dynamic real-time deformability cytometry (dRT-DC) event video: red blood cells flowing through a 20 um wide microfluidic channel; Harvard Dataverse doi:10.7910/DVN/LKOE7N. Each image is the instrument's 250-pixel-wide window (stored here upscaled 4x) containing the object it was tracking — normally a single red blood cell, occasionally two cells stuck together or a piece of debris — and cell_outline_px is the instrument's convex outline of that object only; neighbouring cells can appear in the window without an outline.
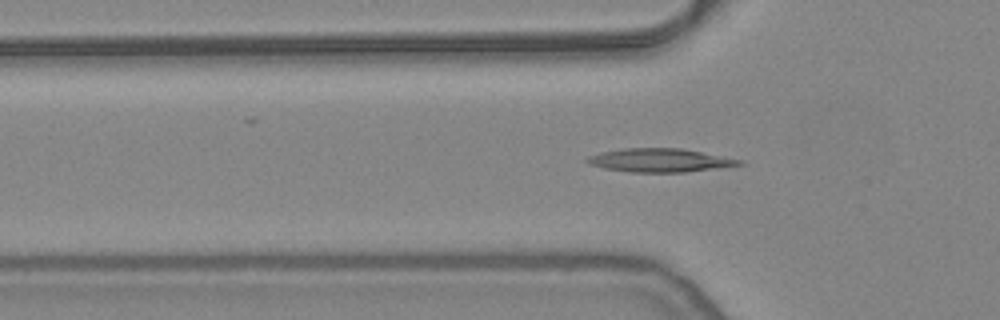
{"species": "common noctule bat (a hibernating species)", "species_latin": "Nyctalus noctula", "temperature_condition": "warm", "stored_images_in_passage": 43, "camera_frame_rate_fps": 3000, "um_per_image_px": 0.085, "animal": {"sex": "female", "body_mass_g": 24.6, "forearm_length_mm": 56.2}, "frame": {"image": 1, "passage_image": 7, "time_ms": 2.0, "image_size_px": [1000, 320], "cell_outline_px": [[748, 164], [684, 172], [632, 172], [604, 168], [588, 164], [584, 160], [588, 156], [600, 152], [624, 148], [680, 148], [744, 160]], "centroid_in_image_um": [56.09, 13.62], "position_along_channel_um": 69.7, "area_um2": 20.87}}
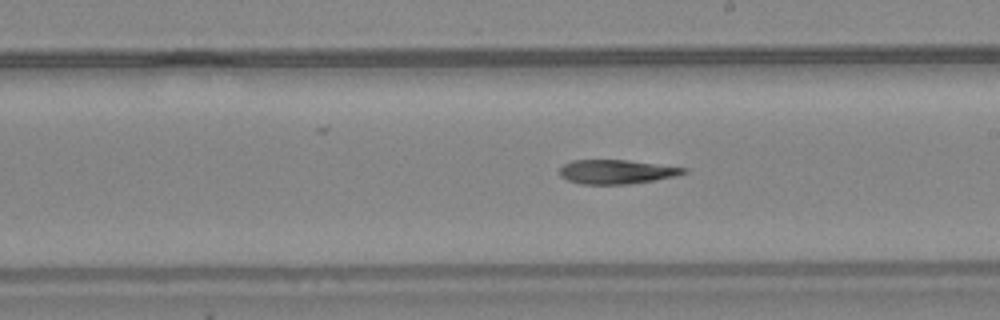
{"frame": {"image": 2, "passage_image": 20, "time_ms": 6.333, "image_size_px": [1000, 320], "cell_outline_px": [[688, 172], [676, 176], [628, 184], [580, 184], [568, 180], [560, 176], [560, 168], [564, 164], [572, 160], [628, 160], [688, 168]], "centroid_in_image_um": [52.41, 14.6], "position_along_channel_um": 236.6, "area_um2": 17.4}}
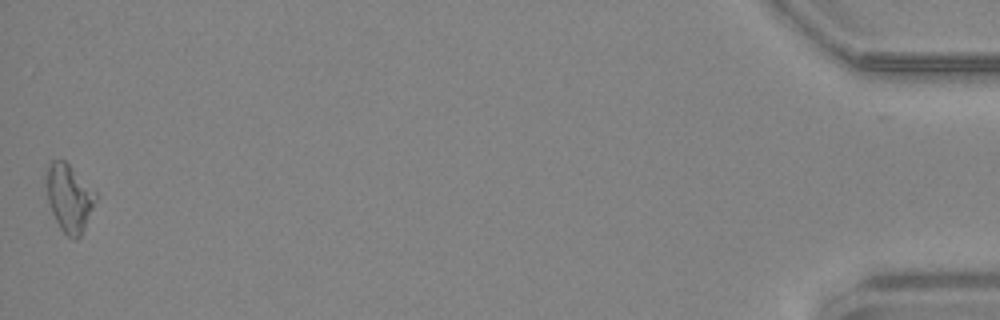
{"frame": {"image": 3, "passage_image": 43, "time_ms": 14.0, "image_size_px": [1000, 320], "cell_outline_px": [[96, 200], [84, 228], [80, 236], [76, 240], [72, 240], [60, 228], [52, 212], [48, 200], [44, 176], [52, 160], [64, 160], [96, 192]], "centroid_in_image_um": [5.86, 16.82], "position_along_channel_um": 429.3, "area_um2": 19.19}}